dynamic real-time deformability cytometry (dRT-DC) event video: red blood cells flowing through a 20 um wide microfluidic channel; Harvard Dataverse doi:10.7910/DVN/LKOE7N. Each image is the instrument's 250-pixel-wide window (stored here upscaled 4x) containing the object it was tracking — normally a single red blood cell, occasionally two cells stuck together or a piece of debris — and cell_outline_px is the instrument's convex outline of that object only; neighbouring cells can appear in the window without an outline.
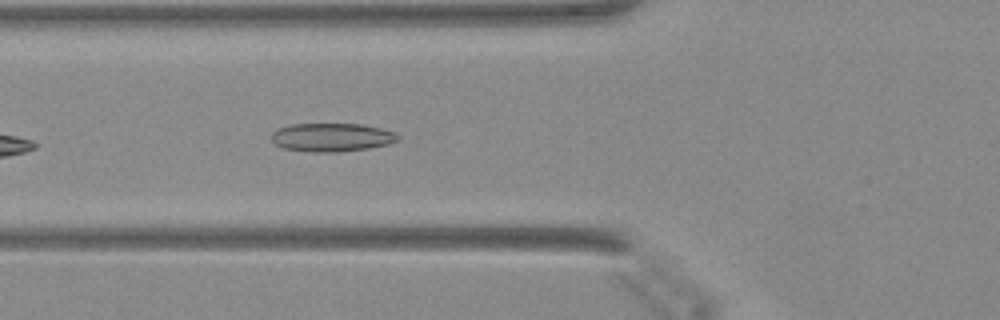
{"species": "Egyptian fruit bat (a non-hibernating species)", "species_latin": "Rousettus aegyptiacus", "temperature_condition": "warm", "stored_images_in_passage": 36, "camera_frame_rate_fps": 3000, "um_per_image_px": 0.085, "animal": {"sex": "female"}, "frame": {"image": 1, "passage_image": 6, "time_ms": 1.667, "image_size_px": [1000, 320], "cell_outline_px": [[400, 140], [388, 144], [368, 148], [336, 152], [312, 152], [284, 148], [276, 144], [272, 140], [272, 132], [280, 128], [292, 124], [360, 124], [380, 128], [396, 132], [400, 136]], "centroid_in_image_um": [28.24, 11.67], "position_along_channel_um": 97.6, "area_um2": 20.87}}
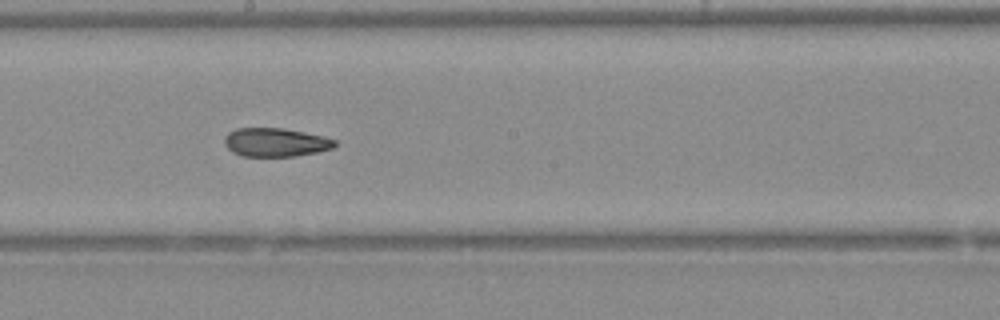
{"frame": {"image": 2, "passage_image": 15, "time_ms": 4.667, "image_size_px": [1000, 320], "cell_outline_px": [[336, 144], [332, 148], [316, 152], [296, 156], [244, 156], [232, 152], [224, 144], [224, 136], [228, 132], [236, 128], [284, 128], [324, 136], [336, 140]], "centroid_in_image_um": [23.4, 12.09], "position_along_channel_um": 224.8, "area_um2": 18.44}}
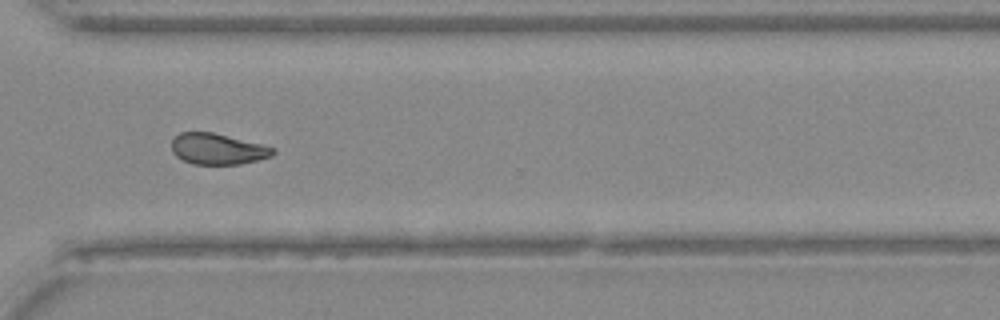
{"frame": {"image": 3, "passage_image": 24, "time_ms": 7.667, "image_size_px": [1000, 320], "cell_outline_px": [[276, 152], [272, 156], [240, 164], [192, 164], [176, 156], [172, 152], [172, 140], [180, 132], [212, 132], [276, 148]], "centroid_in_image_um": [18.49, 12.66], "position_along_channel_um": 352.1, "area_um2": 18.15}}